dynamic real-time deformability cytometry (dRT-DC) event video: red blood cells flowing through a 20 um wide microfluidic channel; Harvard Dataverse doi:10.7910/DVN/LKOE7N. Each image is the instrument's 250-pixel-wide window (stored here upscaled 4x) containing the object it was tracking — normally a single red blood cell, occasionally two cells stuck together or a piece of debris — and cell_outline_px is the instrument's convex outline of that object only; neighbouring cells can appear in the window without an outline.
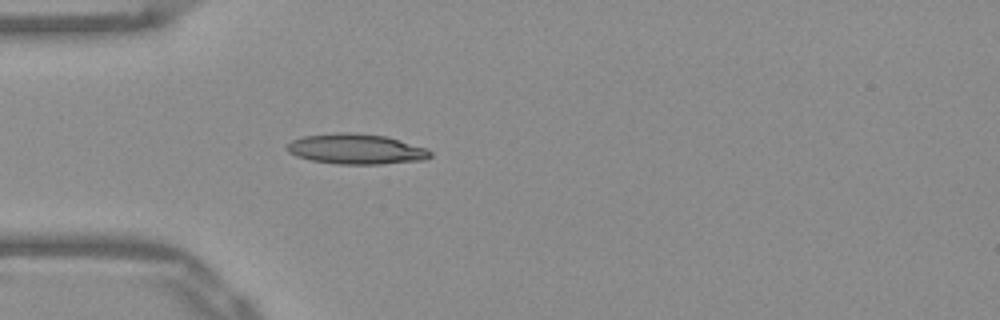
{"species": "Egyptian fruit bat (a non-hibernating species)", "species_latin": "Rousettus aegyptiacus", "temperature_condition": "warm", "stored_images_in_passage": 38, "camera_frame_rate_fps": 3000, "um_per_image_px": 0.085, "frame": {"image": 1, "passage_image": 1, "time_ms": 0.0, "image_size_px": [1000, 320], "cell_outline_px": [[432, 156], [424, 160], [384, 164], [336, 164], [312, 160], [296, 156], [288, 152], [284, 148], [292, 140], [304, 136], [344, 132], [384, 136], [428, 148], [432, 152]], "centroid_in_image_um": [30.28, 12.68], "position_along_channel_um": 54.7, "area_um2": 25.2}}
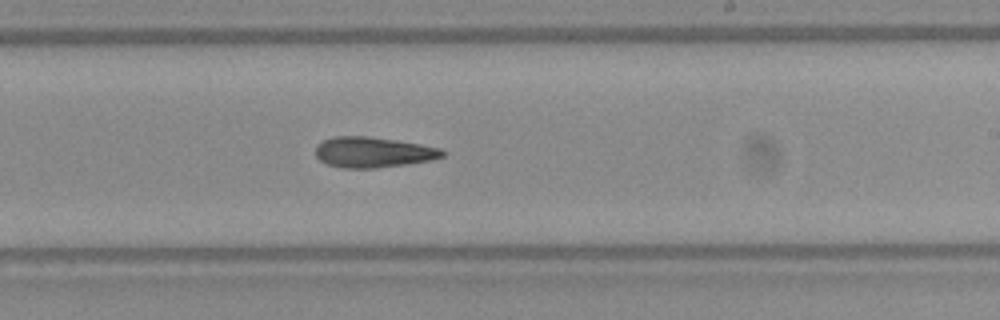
{"frame": {"image": 2, "passage_image": 17, "time_ms": 5.333, "image_size_px": [1000, 320], "cell_outline_px": [[448, 152], [444, 156], [432, 160], [408, 164], [376, 168], [340, 168], [328, 164], [320, 160], [316, 156], [316, 144], [324, 140], [336, 136], [364, 136], [420, 144], [440, 148]], "centroid_in_image_um": [31.73, 12.95], "position_along_channel_um": 257.3, "area_um2": 22.54}}
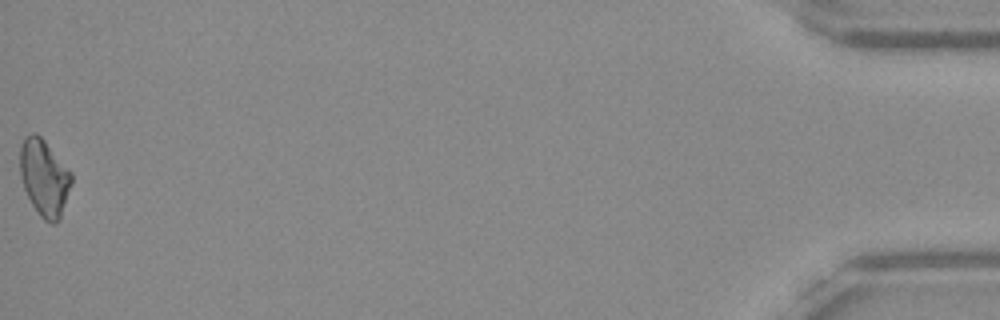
{"frame": {"image": 3, "passage_image": 38, "time_ms": 12.333, "image_size_px": [1000, 320], "cell_outline_px": [[72, 184], [60, 220], [56, 224], [52, 224], [44, 220], [40, 216], [32, 204], [24, 188], [20, 176], [20, 148], [24, 136], [32, 132], [36, 132], [44, 140], [72, 172]], "centroid_in_image_um": [3.78, 15.11], "position_along_channel_um": 431.4, "area_um2": 23.18}, "authors_computed_cell_mechanics": {"area_um2": 22.4842, "velocity_mm_per_s": 3.9044, "shape_relaxation_time_tau1_ms": 6.1626, "shape_relaxation_time_tau2_ms": null, "deformation_change_tau1": 0.1632, "deformation_change_tau2": null}}